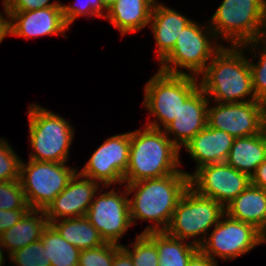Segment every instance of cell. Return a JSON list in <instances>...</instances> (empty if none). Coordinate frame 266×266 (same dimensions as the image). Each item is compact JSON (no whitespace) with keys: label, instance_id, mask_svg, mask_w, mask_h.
I'll return each instance as SVG.
<instances>
[{"label":"cell","instance_id":"6da1fadb","mask_svg":"<svg viewBox=\"0 0 266 266\" xmlns=\"http://www.w3.org/2000/svg\"><path fill=\"white\" fill-rule=\"evenodd\" d=\"M129 198L130 220H147L154 223L147 226L142 233L165 231L171 221L176 205L189 187V175L176 172L161 178L144 179L126 183Z\"/></svg>","mask_w":266,"mask_h":266},{"label":"cell","instance_id":"7a4b0ae2","mask_svg":"<svg viewBox=\"0 0 266 266\" xmlns=\"http://www.w3.org/2000/svg\"><path fill=\"white\" fill-rule=\"evenodd\" d=\"M244 49L243 46H223L201 73L199 87L209 100L218 103L257 100Z\"/></svg>","mask_w":266,"mask_h":266},{"label":"cell","instance_id":"3957f363","mask_svg":"<svg viewBox=\"0 0 266 266\" xmlns=\"http://www.w3.org/2000/svg\"><path fill=\"white\" fill-rule=\"evenodd\" d=\"M143 129L130 132L129 163L123 184L185 172L179 169L180 149L165 131L147 126Z\"/></svg>","mask_w":266,"mask_h":266},{"label":"cell","instance_id":"277c9868","mask_svg":"<svg viewBox=\"0 0 266 266\" xmlns=\"http://www.w3.org/2000/svg\"><path fill=\"white\" fill-rule=\"evenodd\" d=\"M211 17L215 36L230 46L266 38V0H223Z\"/></svg>","mask_w":266,"mask_h":266},{"label":"cell","instance_id":"5b68a950","mask_svg":"<svg viewBox=\"0 0 266 266\" xmlns=\"http://www.w3.org/2000/svg\"><path fill=\"white\" fill-rule=\"evenodd\" d=\"M28 110L30 145L29 159L66 163L74 139L70 122L50 110L33 103ZM73 127V128H72Z\"/></svg>","mask_w":266,"mask_h":266},{"label":"cell","instance_id":"8992f818","mask_svg":"<svg viewBox=\"0 0 266 266\" xmlns=\"http://www.w3.org/2000/svg\"><path fill=\"white\" fill-rule=\"evenodd\" d=\"M197 78L158 70L144 86L142 105L157 119L148 121L145 126L158 130L165 129L178 115L184 101L199 87Z\"/></svg>","mask_w":266,"mask_h":266},{"label":"cell","instance_id":"52a82bcc","mask_svg":"<svg viewBox=\"0 0 266 266\" xmlns=\"http://www.w3.org/2000/svg\"><path fill=\"white\" fill-rule=\"evenodd\" d=\"M206 26L207 24L204 27L193 20L186 25L182 33L178 35L171 53L159 63L160 68L158 69L169 74H187L200 79L201 73L209 64L208 62L224 46L213 41L217 37L209 23ZM179 68H183L189 73L179 70Z\"/></svg>","mask_w":266,"mask_h":266},{"label":"cell","instance_id":"ba28073f","mask_svg":"<svg viewBox=\"0 0 266 266\" xmlns=\"http://www.w3.org/2000/svg\"><path fill=\"white\" fill-rule=\"evenodd\" d=\"M225 214V207L222 204L198 194L189 186L179 199L165 232L178 239L194 238L191 242L199 246L210 228L215 226ZM197 236L200 237L196 238Z\"/></svg>","mask_w":266,"mask_h":266},{"label":"cell","instance_id":"9c48e42d","mask_svg":"<svg viewBox=\"0 0 266 266\" xmlns=\"http://www.w3.org/2000/svg\"><path fill=\"white\" fill-rule=\"evenodd\" d=\"M77 170L66 163L21 160L19 180L30 209L45 210Z\"/></svg>","mask_w":266,"mask_h":266},{"label":"cell","instance_id":"30bf717a","mask_svg":"<svg viewBox=\"0 0 266 266\" xmlns=\"http://www.w3.org/2000/svg\"><path fill=\"white\" fill-rule=\"evenodd\" d=\"M260 244L258 229L225 214L199 245V250L217 262L216 257L224 261L236 259Z\"/></svg>","mask_w":266,"mask_h":266},{"label":"cell","instance_id":"8fae6325","mask_svg":"<svg viewBox=\"0 0 266 266\" xmlns=\"http://www.w3.org/2000/svg\"><path fill=\"white\" fill-rule=\"evenodd\" d=\"M207 110V126L234 138L261 133L266 128V104L259 101L218 103Z\"/></svg>","mask_w":266,"mask_h":266},{"label":"cell","instance_id":"7c38bea8","mask_svg":"<svg viewBox=\"0 0 266 266\" xmlns=\"http://www.w3.org/2000/svg\"><path fill=\"white\" fill-rule=\"evenodd\" d=\"M130 132L107 138L88 162L78 171L104 187L123 185V178L129 163ZM118 183V184H117Z\"/></svg>","mask_w":266,"mask_h":266},{"label":"cell","instance_id":"4fadbf2b","mask_svg":"<svg viewBox=\"0 0 266 266\" xmlns=\"http://www.w3.org/2000/svg\"><path fill=\"white\" fill-rule=\"evenodd\" d=\"M115 189L106 193L105 191L101 193L103 189H100V194L94 195L85 217L99 231L105 242L119 244L118 240L128 231L132 223L126 186L124 193L121 194Z\"/></svg>","mask_w":266,"mask_h":266},{"label":"cell","instance_id":"5bb4252c","mask_svg":"<svg viewBox=\"0 0 266 266\" xmlns=\"http://www.w3.org/2000/svg\"><path fill=\"white\" fill-rule=\"evenodd\" d=\"M189 186L198 194L214 199L226 207L244 191L251 179L226 162L202 166L189 173Z\"/></svg>","mask_w":266,"mask_h":266},{"label":"cell","instance_id":"9a60e30c","mask_svg":"<svg viewBox=\"0 0 266 266\" xmlns=\"http://www.w3.org/2000/svg\"><path fill=\"white\" fill-rule=\"evenodd\" d=\"M99 187L103 186L77 171L67 187L44 210L49 224L59 219L86 216Z\"/></svg>","mask_w":266,"mask_h":266},{"label":"cell","instance_id":"2e32d148","mask_svg":"<svg viewBox=\"0 0 266 266\" xmlns=\"http://www.w3.org/2000/svg\"><path fill=\"white\" fill-rule=\"evenodd\" d=\"M209 104L210 100L198 87L181 105L174 120L164 129L165 134L180 150L207 126Z\"/></svg>","mask_w":266,"mask_h":266},{"label":"cell","instance_id":"e0dca14e","mask_svg":"<svg viewBox=\"0 0 266 266\" xmlns=\"http://www.w3.org/2000/svg\"><path fill=\"white\" fill-rule=\"evenodd\" d=\"M11 14L12 35L24 37L65 35L69 29L62 7H48L32 11H8ZM60 33V34H59Z\"/></svg>","mask_w":266,"mask_h":266},{"label":"cell","instance_id":"ac0fdd59","mask_svg":"<svg viewBox=\"0 0 266 266\" xmlns=\"http://www.w3.org/2000/svg\"><path fill=\"white\" fill-rule=\"evenodd\" d=\"M192 20L163 3H154L148 26L157 47V59L161 63L172 51L178 35Z\"/></svg>","mask_w":266,"mask_h":266},{"label":"cell","instance_id":"d6986e66","mask_svg":"<svg viewBox=\"0 0 266 266\" xmlns=\"http://www.w3.org/2000/svg\"><path fill=\"white\" fill-rule=\"evenodd\" d=\"M234 137L224 131L206 126L185 146L190 157L196 162V170L202 166L225 162Z\"/></svg>","mask_w":266,"mask_h":266},{"label":"cell","instance_id":"ffe728a7","mask_svg":"<svg viewBox=\"0 0 266 266\" xmlns=\"http://www.w3.org/2000/svg\"><path fill=\"white\" fill-rule=\"evenodd\" d=\"M155 2L156 0H116L107 9L104 18L109 20L122 36L135 33L149 25Z\"/></svg>","mask_w":266,"mask_h":266},{"label":"cell","instance_id":"44dd1931","mask_svg":"<svg viewBox=\"0 0 266 266\" xmlns=\"http://www.w3.org/2000/svg\"><path fill=\"white\" fill-rule=\"evenodd\" d=\"M225 211L230 218L253 225L262 232L266 228V191L250 183Z\"/></svg>","mask_w":266,"mask_h":266},{"label":"cell","instance_id":"7402d4cb","mask_svg":"<svg viewBox=\"0 0 266 266\" xmlns=\"http://www.w3.org/2000/svg\"><path fill=\"white\" fill-rule=\"evenodd\" d=\"M266 160V128L259 134L234 138L226 163L250 178Z\"/></svg>","mask_w":266,"mask_h":266},{"label":"cell","instance_id":"603a6c76","mask_svg":"<svg viewBox=\"0 0 266 266\" xmlns=\"http://www.w3.org/2000/svg\"><path fill=\"white\" fill-rule=\"evenodd\" d=\"M48 224L44 210L30 209L14 226L0 235L4 248L9 249L7 254L39 241Z\"/></svg>","mask_w":266,"mask_h":266},{"label":"cell","instance_id":"cb8c5ba5","mask_svg":"<svg viewBox=\"0 0 266 266\" xmlns=\"http://www.w3.org/2000/svg\"><path fill=\"white\" fill-rule=\"evenodd\" d=\"M60 221V222H59ZM68 243L80 251L97 248L106 242L99 231L84 217L64 218L50 223Z\"/></svg>","mask_w":266,"mask_h":266},{"label":"cell","instance_id":"d4e9b609","mask_svg":"<svg viewBox=\"0 0 266 266\" xmlns=\"http://www.w3.org/2000/svg\"><path fill=\"white\" fill-rule=\"evenodd\" d=\"M156 245L159 254V266H187L199 246L191 241L178 239L165 231L145 233Z\"/></svg>","mask_w":266,"mask_h":266},{"label":"cell","instance_id":"484cf974","mask_svg":"<svg viewBox=\"0 0 266 266\" xmlns=\"http://www.w3.org/2000/svg\"><path fill=\"white\" fill-rule=\"evenodd\" d=\"M40 240L51 266H78L81 251L62 238L51 224L44 229Z\"/></svg>","mask_w":266,"mask_h":266},{"label":"cell","instance_id":"4316f807","mask_svg":"<svg viewBox=\"0 0 266 266\" xmlns=\"http://www.w3.org/2000/svg\"><path fill=\"white\" fill-rule=\"evenodd\" d=\"M263 45L260 55L256 53L257 47ZM246 49H250V53L255 54L254 57H259L257 63L248 59V63L252 76V87L256 99L266 104V38L250 41L242 45ZM256 49V51H255ZM252 51V52H251ZM257 55V56H256Z\"/></svg>","mask_w":266,"mask_h":266},{"label":"cell","instance_id":"83f0119b","mask_svg":"<svg viewBox=\"0 0 266 266\" xmlns=\"http://www.w3.org/2000/svg\"><path fill=\"white\" fill-rule=\"evenodd\" d=\"M121 247L130 255L134 266H159L157 247L145 233L138 234L129 247L122 244Z\"/></svg>","mask_w":266,"mask_h":266},{"label":"cell","instance_id":"f1b7e54d","mask_svg":"<svg viewBox=\"0 0 266 266\" xmlns=\"http://www.w3.org/2000/svg\"><path fill=\"white\" fill-rule=\"evenodd\" d=\"M9 259L14 266H51L41 240L12 252Z\"/></svg>","mask_w":266,"mask_h":266},{"label":"cell","instance_id":"f546056e","mask_svg":"<svg viewBox=\"0 0 266 266\" xmlns=\"http://www.w3.org/2000/svg\"><path fill=\"white\" fill-rule=\"evenodd\" d=\"M0 210H30L20 180L0 181Z\"/></svg>","mask_w":266,"mask_h":266},{"label":"cell","instance_id":"4dcf8cb0","mask_svg":"<svg viewBox=\"0 0 266 266\" xmlns=\"http://www.w3.org/2000/svg\"><path fill=\"white\" fill-rule=\"evenodd\" d=\"M72 4H62L63 17L68 26L82 15L104 18L107 14V9L104 7L101 0H76L75 3ZM104 12H106V14Z\"/></svg>","mask_w":266,"mask_h":266},{"label":"cell","instance_id":"1f68e13d","mask_svg":"<svg viewBox=\"0 0 266 266\" xmlns=\"http://www.w3.org/2000/svg\"><path fill=\"white\" fill-rule=\"evenodd\" d=\"M120 248L121 244L106 242L97 248L82 250L78 266H112L113 257Z\"/></svg>","mask_w":266,"mask_h":266},{"label":"cell","instance_id":"d6a6232c","mask_svg":"<svg viewBox=\"0 0 266 266\" xmlns=\"http://www.w3.org/2000/svg\"><path fill=\"white\" fill-rule=\"evenodd\" d=\"M21 160L8 141L0 137V181L19 180Z\"/></svg>","mask_w":266,"mask_h":266},{"label":"cell","instance_id":"836d02e7","mask_svg":"<svg viewBox=\"0 0 266 266\" xmlns=\"http://www.w3.org/2000/svg\"><path fill=\"white\" fill-rule=\"evenodd\" d=\"M7 11H32L48 7H62V3L50 0H2Z\"/></svg>","mask_w":266,"mask_h":266},{"label":"cell","instance_id":"e575fe53","mask_svg":"<svg viewBox=\"0 0 266 266\" xmlns=\"http://www.w3.org/2000/svg\"><path fill=\"white\" fill-rule=\"evenodd\" d=\"M29 210H0V235L14 226Z\"/></svg>","mask_w":266,"mask_h":266},{"label":"cell","instance_id":"d590c367","mask_svg":"<svg viewBox=\"0 0 266 266\" xmlns=\"http://www.w3.org/2000/svg\"><path fill=\"white\" fill-rule=\"evenodd\" d=\"M251 184L266 191V160L263 161L251 176Z\"/></svg>","mask_w":266,"mask_h":266},{"label":"cell","instance_id":"8d00e7d4","mask_svg":"<svg viewBox=\"0 0 266 266\" xmlns=\"http://www.w3.org/2000/svg\"><path fill=\"white\" fill-rule=\"evenodd\" d=\"M218 262L198 250L189 260L187 266H218Z\"/></svg>","mask_w":266,"mask_h":266},{"label":"cell","instance_id":"74e56055","mask_svg":"<svg viewBox=\"0 0 266 266\" xmlns=\"http://www.w3.org/2000/svg\"><path fill=\"white\" fill-rule=\"evenodd\" d=\"M6 17L0 12V43L4 40L7 35H12L11 29V14L3 6Z\"/></svg>","mask_w":266,"mask_h":266},{"label":"cell","instance_id":"f35d334b","mask_svg":"<svg viewBox=\"0 0 266 266\" xmlns=\"http://www.w3.org/2000/svg\"><path fill=\"white\" fill-rule=\"evenodd\" d=\"M112 266H134L130 255L121 247L113 257Z\"/></svg>","mask_w":266,"mask_h":266},{"label":"cell","instance_id":"ab89813d","mask_svg":"<svg viewBox=\"0 0 266 266\" xmlns=\"http://www.w3.org/2000/svg\"><path fill=\"white\" fill-rule=\"evenodd\" d=\"M3 250H5V249H4V246H3V244L1 243V240H0V266H3V264L5 262L4 255H3Z\"/></svg>","mask_w":266,"mask_h":266},{"label":"cell","instance_id":"60d3db41","mask_svg":"<svg viewBox=\"0 0 266 266\" xmlns=\"http://www.w3.org/2000/svg\"><path fill=\"white\" fill-rule=\"evenodd\" d=\"M116 0H101L104 7L108 9L110 6H112L115 3Z\"/></svg>","mask_w":266,"mask_h":266},{"label":"cell","instance_id":"b9f144b4","mask_svg":"<svg viewBox=\"0 0 266 266\" xmlns=\"http://www.w3.org/2000/svg\"><path fill=\"white\" fill-rule=\"evenodd\" d=\"M266 243V228L261 232V244Z\"/></svg>","mask_w":266,"mask_h":266}]
</instances>
